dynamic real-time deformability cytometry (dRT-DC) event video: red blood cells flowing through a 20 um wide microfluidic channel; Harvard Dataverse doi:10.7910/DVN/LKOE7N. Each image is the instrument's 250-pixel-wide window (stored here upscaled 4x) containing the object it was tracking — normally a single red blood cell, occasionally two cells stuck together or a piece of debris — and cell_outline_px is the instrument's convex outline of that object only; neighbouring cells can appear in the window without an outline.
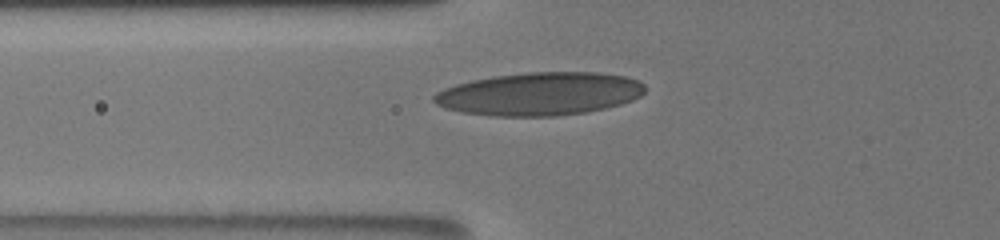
{"species": "human", "species_latin": "Homo sapiens", "temperature_condition": "room temperature", "stored_images_in_passage": 23, "camera_frame_rate_fps": 3000, "um_per_image_px": 0.085, "donor": {"sex": "male"}, "frame": {"image": 1, "passage_image": 5, "time_ms": 0.667, "image_size_px": [1000, 240], "cell_outline_px": [[644, 92], [640, 96], [632, 100], [620, 104], [588, 112], [556, 116], [492, 116], [460, 112], [444, 108], [436, 104], [432, 100], [432, 96], [436, 92], [444, 88], [456, 84], [472, 80], [496, 76], [528, 72], [596, 72], [628, 76], [640, 80], [644, 84]], "centroid_in_image_um": [45.87, 7.98], "position_along_channel_um": 79.9, "area_um2": 53.23}}